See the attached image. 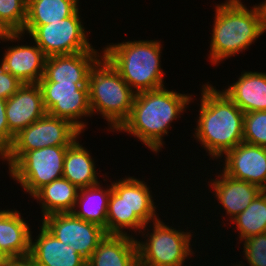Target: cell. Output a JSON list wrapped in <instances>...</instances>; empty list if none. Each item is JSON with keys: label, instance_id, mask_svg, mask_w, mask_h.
Wrapping results in <instances>:
<instances>
[{"label": "cell", "instance_id": "cell-34", "mask_svg": "<svg viewBox=\"0 0 266 266\" xmlns=\"http://www.w3.org/2000/svg\"><path fill=\"white\" fill-rule=\"evenodd\" d=\"M225 4H242L241 0H226Z\"/></svg>", "mask_w": 266, "mask_h": 266}, {"label": "cell", "instance_id": "cell-28", "mask_svg": "<svg viewBox=\"0 0 266 266\" xmlns=\"http://www.w3.org/2000/svg\"><path fill=\"white\" fill-rule=\"evenodd\" d=\"M243 142L266 148V110L244 114Z\"/></svg>", "mask_w": 266, "mask_h": 266}, {"label": "cell", "instance_id": "cell-8", "mask_svg": "<svg viewBox=\"0 0 266 266\" xmlns=\"http://www.w3.org/2000/svg\"><path fill=\"white\" fill-rule=\"evenodd\" d=\"M82 132L68 120L45 114L15 135L6 151L9 168L26 152L48 146H70Z\"/></svg>", "mask_w": 266, "mask_h": 266}, {"label": "cell", "instance_id": "cell-27", "mask_svg": "<svg viewBox=\"0 0 266 266\" xmlns=\"http://www.w3.org/2000/svg\"><path fill=\"white\" fill-rule=\"evenodd\" d=\"M26 15L27 0H0V26L7 33H21Z\"/></svg>", "mask_w": 266, "mask_h": 266}, {"label": "cell", "instance_id": "cell-25", "mask_svg": "<svg viewBox=\"0 0 266 266\" xmlns=\"http://www.w3.org/2000/svg\"><path fill=\"white\" fill-rule=\"evenodd\" d=\"M111 185V186H110ZM104 189L100 183L79 189L72 213L82 220L95 223L106 232L108 201L112 183ZM103 188V189H102ZM79 207V210H78Z\"/></svg>", "mask_w": 266, "mask_h": 266}, {"label": "cell", "instance_id": "cell-6", "mask_svg": "<svg viewBox=\"0 0 266 266\" xmlns=\"http://www.w3.org/2000/svg\"><path fill=\"white\" fill-rule=\"evenodd\" d=\"M88 88L92 116L101 114L109 129L118 130L131 113L136 93L103 55L90 70Z\"/></svg>", "mask_w": 266, "mask_h": 266}, {"label": "cell", "instance_id": "cell-16", "mask_svg": "<svg viewBox=\"0 0 266 266\" xmlns=\"http://www.w3.org/2000/svg\"><path fill=\"white\" fill-rule=\"evenodd\" d=\"M1 65L23 84H35L44 76L46 56L36 44L10 46Z\"/></svg>", "mask_w": 266, "mask_h": 266}, {"label": "cell", "instance_id": "cell-37", "mask_svg": "<svg viewBox=\"0 0 266 266\" xmlns=\"http://www.w3.org/2000/svg\"><path fill=\"white\" fill-rule=\"evenodd\" d=\"M0 266H6V263H1Z\"/></svg>", "mask_w": 266, "mask_h": 266}, {"label": "cell", "instance_id": "cell-32", "mask_svg": "<svg viewBox=\"0 0 266 266\" xmlns=\"http://www.w3.org/2000/svg\"><path fill=\"white\" fill-rule=\"evenodd\" d=\"M6 266H38L29 256L6 260Z\"/></svg>", "mask_w": 266, "mask_h": 266}, {"label": "cell", "instance_id": "cell-19", "mask_svg": "<svg viewBox=\"0 0 266 266\" xmlns=\"http://www.w3.org/2000/svg\"><path fill=\"white\" fill-rule=\"evenodd\" d=\"M31 229L17 210H0V252L6 259L30 255Z\"/></svg>", "mask_w": 266, "mask_h": 266}, {"label": "cell", "instance_id": "cell-10", "mask_svg": "<svg viewBox=\"0 0 266 266\" xmlns=\"http://www.w3.org/2000/svg\"><path fill=\"white\" fill-rule=\"evenodd\" d=\"M47 114L68 120L82 133L83 117L92 116L88 83L38 82ZM80 120V121H79Z\"/></svg>", "mask_w": 266, "mask_h": 266}, {"label": "cell", "instance_id": "cell-4", "mask_svg": "<svg viewBox=\"0 0 266 266\" xmlns=\"http://www.w3.org/2000/svg\"><path fill=\"white\" fill-rule=\"evenodd\" d=\"M160 41L136 40L104 47L102 55L119 72L135 92L156 90L164 86Z\"/></svg>", "mask_w": 266, "mask_h": 266}, {"label": "cell", "instance_id": "cell-36", "mask_svg": "<svg viewBox=\"0 0 266 266\" xmlns=\"http://www.w3.org/2000/svg\"><path fill=\"white\" fill-rule=\"evenodd\" d=\"M6 258L2 255V253L0 252V264L1 263H6Z\"/></svg>", "mask_w": 266, "mask_h": 266}, {"label": "cell", "instance_id": "cell-1", "mask_svg": "<svg viewBox=\"0 0 266 266\" xmlns=\"http://www.w3.org/2000/svg\"><path fill=\"white\" fill-rule=\"evenodd\" d=\"M191 96L165 87L136 93L131 113L117 131L134 135L157 153L163 148V136L168 135L173 120L181 117Z\"/></svg>", "mask_w": 266, "mask_h": 266}, {"label": "cell", "instance_id": "cell-11", "mask_svg": "<svg viewBox=\"0 0 266 266\" xmlns=\"http://www.w3.org/2000/svg\"><path fill=\"white\" fill-rule=\"evenodd\" d=\"M79 9L66 19L38 26L30 36L46 57L98 51L88 42Z\"/></svg>", "mask_w": 266, "mask_h": 266}, {"label": "cell", "instance_id": "cell-35", "mask_svg": "<svg viewBox=\"0 0 266 266\" xmlns=\"http://www.w3.org/2000/svg\"><path fill=\"white\" fill-rule=\"evenodd\" d=\"M0 157L3 158V161H5V157H6V152L0 147Z\"/></svg>", "mask_w": 266, "mask_h": 266}, {"label": "cell", "instance_id": "cell-5", "mask_svg": "<svg viewBox=\"0 0 266 266\" xmlns=\"http://www.w3.org/2000/svg\"><path fill=\"white\" fill-rule=\"evenodd\" d=\"M152 197L149 187L142 180L126 177L112 182L107 209L106 234L130 235L124 231L128 229L135 233L136 231L143 233L142 236L145 238L146 227H150L149 222L159 219Z\"/></svg>", "mask_w": 266, "mask_h": 266}, {"label": "cell", "instance_id": "cell-2", "mask_svg": "<svg viewBox=\"0 0 266 266\" xmlns=\"http://www.w3.org/2000/svg\"><path fill=\"white\" fill-rule=\"evenodd\" d=\"M215 86L203 85L195 133L210 159H220L243 142L244 112Z\"/></svg>", "mask_w": 266, "mask_h": 266}, {"label": "cell", "instance_id": "cell-31", "mask_svg": "<svg viewBox=\"0 0 266 266\" xmlns=\"http://www.w3.org/2000/svg\"><path fill=\"white\" fill-rule=\"evenodd\" d=\"M5 112L6 100L0 99V147L6 152L12 146L15 136L9 131Z\"/></svg>", "mask_w": 266, "mask_h": 266}, {"label": "cell", "instance_id": "cell-9", "mask_svg": "<svg viewBox=\"0 0 266 266\" xmlns=\"http://www.w3.org/2000/svg\"><path fill=\"white\" fill-rule=\"evenodd\" d=\"M68 147L48 146L26 151L9 168V173L32 196L42 186L62 177Z\"/></svg>", "mask_w": 266, "mask_h": 266}, {"label": "cell", "instance_id": "cell-26", "mask_svg": "<svg viewBox=\"0 0 266 266\" xmlns=\"http://www.w3.org/2000/svg\"><path fill=\"white\" fill-rule=\"evenodd\" d=\"M239 231L241 241L266 233V190H263L249 206L232 220Z\"/></svg>", "mask_w": 266, "mask_h": 266}, {"label": "cell", "instance_id": "cell-21", "mask_svg": "<svg viewBox=\"0 0 266 266\" xmlns=\"http://www.w3.org/2000/svg\"><path fill=\"white\" fill-rule=\"evenodd\" d=\"M244 113L266 110V73L245 71L222 90Z\"/></svg>", "mask_w": 266, "mask_h": 266}, {"label": "cell", "instance_id": "cell-7", "mask_svg": "<svg viewBox=\"0 0 266 266\" xmlns=\"http://www.w3.org/2000/svg\"><path fill=\"white\" fill-rule=\"evenodd\" d=\"M152 232L146 234V240L136 241L138 248V266H183L190 255V232L177 230L159 219L152 222Z\"/></svg>", "mask_w": 266, "mask_h": 266}, {"label": "cell", "instance_id": "cell-20", "mask_svg": "<svg viewBox=\"0 0 266 266\" xmlns=\"http://www.w3.org/2000/svg\"><path fill=\"white\" fill-rule=\"evenodd\" d=\"M137 239L131 235H108L87 260L90 266H138Z\"/></svg>", "mask_w": 266, "mask_h": 266}, {"label": "cell", "instance_id": "cell-15", "mask_svg": "<svg viewBox=\"0 0 266 266\" xmlns=\"http://www.w3.org/2000/svg\"><path fill=\"white\" fill-rule=\"evenodd\" d=\"M42 92L37 83L23 84L6 100V117L9 131L15 136L22 129L46 114Z\"/></svg>", "mask_w": 266, "mask_h": 266}, {"label": "cell", "instance_id": "cell-17", "mask_svg": "<svg viewBox=\"0 0 266 266\" xmlns=\"http://www.w3.org/2000/svg\"><path fill=\"white\" fill-rule=\"evenodd\" d=\"M220 178V179H219ZM215 198L232 221L263 191L259 186L232 178L224 172L210 181Z\"/></svg>", "mask_w": 266, "mask_h": 266}, {"label": "cell", "instance_id": "cell-33", "mask_svg": "<svg viewBox=\"0 0 266 266\" xmlns=\"http://www.w3.org/2000/svg\"><path fill=\"white\" fill-rule=\"evenodd\" d=\"M23 38V34L21 33H7L1 26H0V40H2V42L4 41H18L21 40Z\"/></svg>", "mask_w": 266, "mask_h": 266}, {"label": "cell", "instance_id": "cell-18", "mask_svg": "<svg viewBox=\"0 0 266 266\" xmlns=\"http://www.w3.org/2000/svg\"><path fill=\"white\" fill-rule=\"evenodd\" d=\"M33 241L31 234L29 257L38 266H85L87 260L58 240L43 225Z\"/></svg>", "mask_w": 266, "mask_h": 266}, {"label": "cell", "instance_id": "cell-12", "mask_svg": "<svg viewBox=\"0 0 266 266\" xmlns=\"http://www.w3.org/2000/svg\"><path fill=\"white\" fill-rule=\"evenodd\" d=\"M42 220V225L49 232L86 260L106 235L104 228L77 218L72 212L49 214Z\"/></svg>", "mask_w": 266, "mask_h": 266}, {"label": "cell", "instance_id": "cell-13", "mask_svg": "<svg viewBox=\"0 0 266 266\" xmlns=\"http://www.w3.org/2000/svg\"><path fill=\"white\" fill-rule=\"evenodd\" d=\"M226 175L266 190V148L242 142L225 153Z\"/></svg>", "mask_w": 266, "mask_h": 266}, {"label": "cell", "instance_id": "cell-30", "mask_svg": "<svg viewBox=\"0 0 266 266\" xmlns=\"http://www.w3.org/2000/svg\"><path fill=\"white\" fill-rule=\"evenodd\" d=\"M23 85L16 77L0 65V99L7 100Z\"/></svg>", "mask_w": 266, "mask_h": 266}, {"label": "cell", "instance_id": "cell-24", "mask_svg": "<svg viewBox=\"0 0 266 266\" xmlns=\"http://www.w3.org/2000/svg\"><path fill=\"white\" fill-rule=\"evenodd\" d=\"M79 189L61 177L38 189L32 197L41 203L42 218L53 213L72 212Z\"/></svg>", "mask_w": 266, "mask_h": 266}, {"label": "cell", "instance_id": "cell-29", "mask_svg": "<svg viewBox=\"0 0 266 266\" xmlns=\"http://www.w3.org/2000/svg\"><path fill=\"white\" fill-rule=\"evenodd\" d=\"M244 257L249 266H266V233L242 241Z\"/></svg>", "mask_w": 266, "mask_h": 266}, {"label": "cell", "instance_id": "cell-23", "mask_svg": "<svg viewBox=\"0 0 266 266\" xmlns=\"http://www.w3.org/2000/svg\"><path fill=\"white\" fill-rule=\"evenodd\" d=\"M93 159L90 152L76 139L65 153L62 177L78 189L98 184V173Z\"/></svg>", "mask_w": 266, "mask_h": 266}, {"label": "cell", "instance_id": "cell-3", "mask_svg": "<svg viewBox=\"0 0 266 266\" xmlns=\"http://www.w3.org/2000/svg\"><path fill=\"white\" fill-rule=\"evenodd\" d=\"M210 43L212 64L245 51L266 31V0L248 9L242 4H216Z\"/></svg>", "mask_w": 266, "mask_h": 266}, {"label": "cell", "instance_id": "cell-14", "mask_svg": "<svg viewBox=\"0 0 266 266\" xmlns=\"http://www.w3.org/2000/svg\"><path fill=\"white\" fill-rule=\"evenodd\" d=\"M97 51L46 57L44 76L39 82L88 83L91 68L102 57Z\"/></svg>", "mask_w": 266, "mask_h": 266}, {"label": "cell", "instance_id": "cell-22", "mask_svg": "<svg viewBox=\"0 0 266 266\" xmlns=\"http://www.w3.org/2000/svg\"><path fill=\"white\" fill-rule=\"evenodd\" d=\"M78 3L79 0H27L26 21L21 34L30 35L40 25L66 19L79 9Z\"/></svg>", "mask_w": 266, "mask_h": 266}]
</instances>
